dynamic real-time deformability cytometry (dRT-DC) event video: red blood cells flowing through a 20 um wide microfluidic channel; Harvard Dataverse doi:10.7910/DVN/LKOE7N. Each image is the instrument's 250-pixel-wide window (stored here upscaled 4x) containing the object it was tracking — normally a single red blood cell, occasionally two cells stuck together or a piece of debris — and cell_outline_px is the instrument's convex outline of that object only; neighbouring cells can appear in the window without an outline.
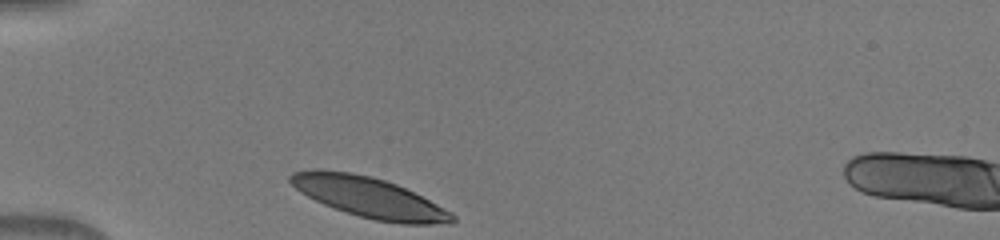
{"species": "human", "species_latin": "Homo sapiens", "temperature_condition": "warm", "stored_images_in_passage": 30, "camera_frame_rate_fps": 3000, "um_per_image_px": 0.085, "donor": {"sex": "male"}, "frame": {"image": 1, "passage_image": 1, "time_ms": 0.0, "image_size_px": [1000, 240], "cell_outline_px": [[456, 220], [452, 224], [400, 224], [376, 220], [344, 212], [324, 204], [300, 192], [288, 180], [288, 176], [292, 172], [316, 168], [320, 168], [352, 172], [372, 176], [396, 184], [452, 212], [456, 216]], "centroid_in_image_um": [31.36, 16.77], "position_along_channel_um": 53.6, "area_um2": 38.21}}
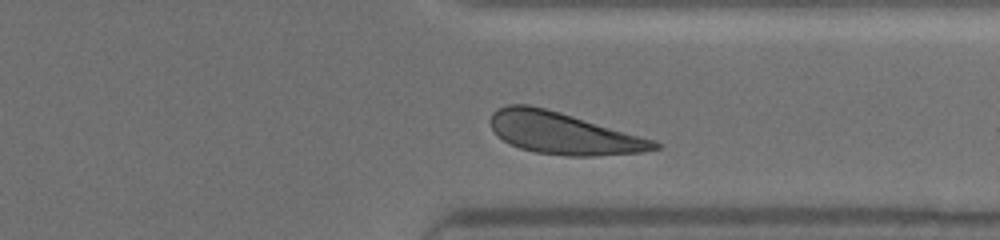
{"frame": {"image": 2, "passage_image": 26, "time_ms": 8.333, "image_size_px": [1000, 240], "cell_outline_px": [[660, 148], [640, 152], [592, 156], [568, 156], [536, 152], [520, 148], [496, 136], [492, 128], [492, 112], [496, 108], [508, 104], [528, 104], [560, 112], [656, 140], [660, 144]], "centroid_in_image_um": [47.87, 11.32], "position_along_channel_um": 363.5, "area_um2": 39.65}}